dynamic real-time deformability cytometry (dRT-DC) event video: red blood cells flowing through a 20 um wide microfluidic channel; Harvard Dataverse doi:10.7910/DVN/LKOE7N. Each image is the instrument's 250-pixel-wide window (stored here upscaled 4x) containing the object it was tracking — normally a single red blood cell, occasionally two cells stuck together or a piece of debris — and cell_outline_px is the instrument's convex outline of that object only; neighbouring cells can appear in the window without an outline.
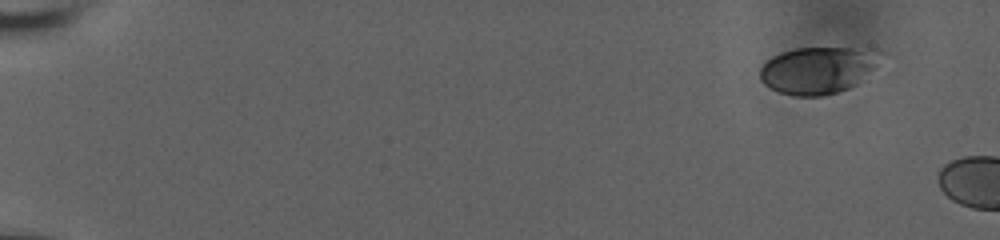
{"species": "human", "species_latin": "Homo sapiens", "temperature_condition": "room temperature", "stored_images_in_passage": 7, "camera_frame_rate_fps": 3000, "um_per_image_px": 0.085, "donor": {"sex": "male"}, "frame": {"image": 1, "passage_image": 1, "time_ms": 0.0, "image_size_px": [1000, 240], "cell_outline_px": [[888, 52], [856, 84], [848, 88], [836, 92], [820, 96], [792, 96], [780, 92], [764, 84], [760, 80], [760, 68], [772, 56], [796, 48], [876, 48]], "centroid_in_image_um": [69.56, 5.93], "position_along_channel_um": 15.4, "area_um2": 33.0}}